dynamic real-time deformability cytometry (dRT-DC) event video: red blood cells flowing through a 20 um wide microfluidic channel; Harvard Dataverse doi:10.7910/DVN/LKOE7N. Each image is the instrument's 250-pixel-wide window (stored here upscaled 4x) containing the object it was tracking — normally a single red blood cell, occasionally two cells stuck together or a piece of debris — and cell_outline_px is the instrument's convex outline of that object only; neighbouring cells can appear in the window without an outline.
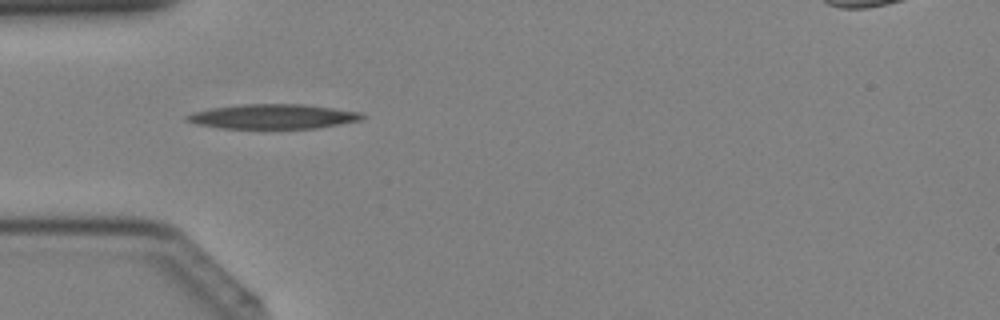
{"species": "Egyptian fruit bat (a non-hibernating species)", "species_latin": "Rousettus aegyptiacus", "temperature_condition": "cold", "stored_images_in_passage": 33, "camera_frame_rate_fps": 3000, "um_per_image_px": 0.085, "animal": {"sex": "female"}, "frame": {"image": 1, "passage_image": 5, "time_ms": 1.333, "image_size_px": [1000, 320], "cell_outline_px": [[368, 116], [360, 120], [316, 128], [220, 128], [196, 124], [184, 120], [184, 116], [192, 112], [212, 108], [240, 104], [304, 104], [360, 112]], "centroid_in_image_um": [23.16, 9.9], "position_along_channel_um": 61.8, "area_um2": 25.14}}
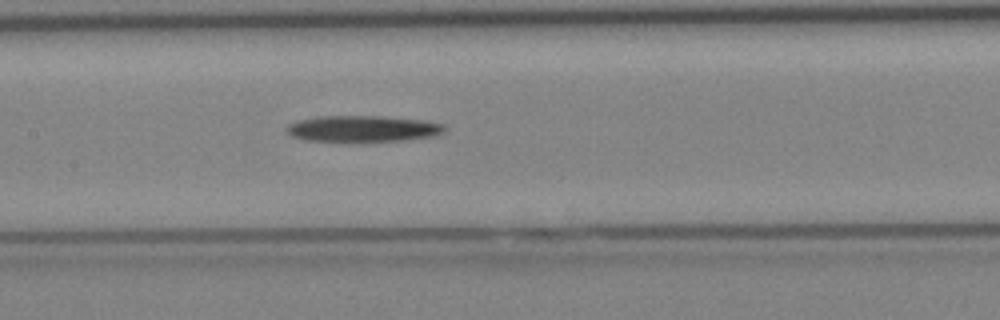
{"frame": {"image": 2, "passage_image": 12, "time_ms": 3.667, "image_size_px": [1000, 320], "cell_outline_px": [[448, 128], [444, 132], [432, 136], [404, 140], [352, 144], [304, 140], [292, 136], [284, 128], [288, 124], [300, 120], [324, 116], [380, 116], [424, 120], [444, 124]], "centroid_in_image_um": [30.83, 10.98], "position_along_channel_um": 176.6, "area_um2": 25.09}}
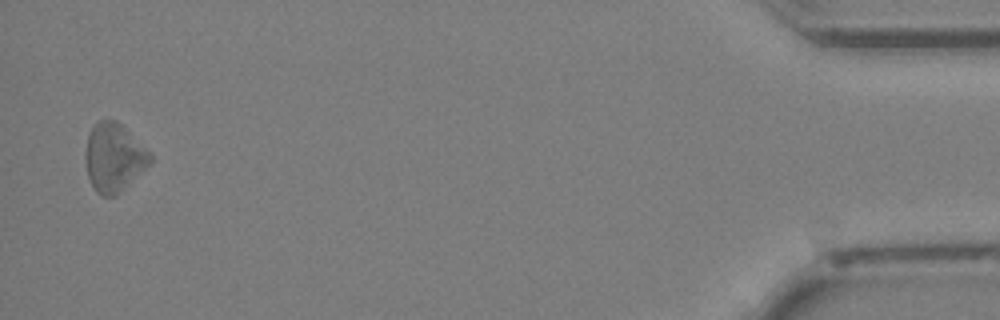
{"frame": {"image": 3, "passage_image": 32, "time_ms": 10.333, "image_size_px": [1000, 320], "cell_outline_px": [[152, 164], [116, 196], [100, 196], [96, 192], [88, 176], [84, 156], [84, 152], [88, 136], [92, 128], [100, 120], [112, 120], [120, 124], [152, 156]], "centroid_in_image_um": [9.67, 13.44], "position_along_channel_um": 425.5, "area_um2": 25.55}}